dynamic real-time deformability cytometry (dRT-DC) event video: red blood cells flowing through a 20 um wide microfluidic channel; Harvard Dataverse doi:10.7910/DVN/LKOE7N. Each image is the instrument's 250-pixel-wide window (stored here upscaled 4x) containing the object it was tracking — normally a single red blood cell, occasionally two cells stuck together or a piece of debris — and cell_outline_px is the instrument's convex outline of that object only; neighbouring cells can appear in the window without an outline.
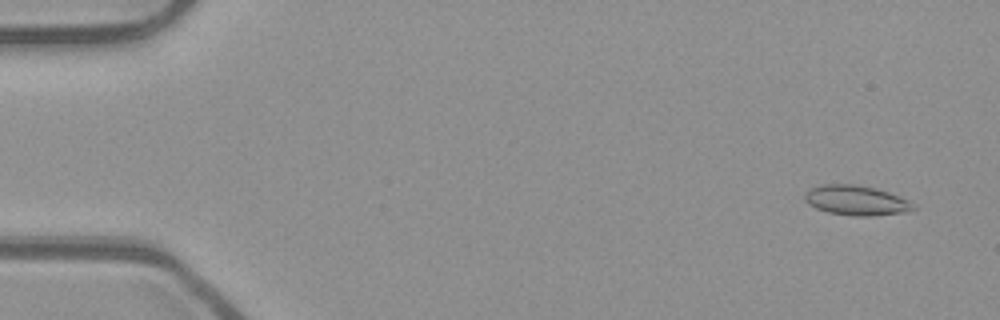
{"species": "common noctule bat (a hibernating species)", "species_latin": "Nyctalus noctula", "temperature_condition": "room temperature", "stored_images_in_passage": 54, "camera_frame_rate_fps": 3000, "um_per_image_px": 0.085, "animal": {"sex": "male", "body_mass_g": 23.1, "forearm_length_mm": 52.7}, "frame": {"image": 1, "passage_image": 4, "time_ms": 1.0, "image_size_px": [1000, 320], "cell_outline_px": [[916, 208], [904, 212], [868, 216], [852, 216], [828, 212], [816, 208], [808, 204], [804, 200], [804, 196], [812, 188], [824, 184], [852, 184], [872, 188], [888, 192], [908, 200], [916, 204]], "centroid_in_image_um": [72.78, 17.04], "position_along_channel_um": 12.2, "area_um2": 18.61}}
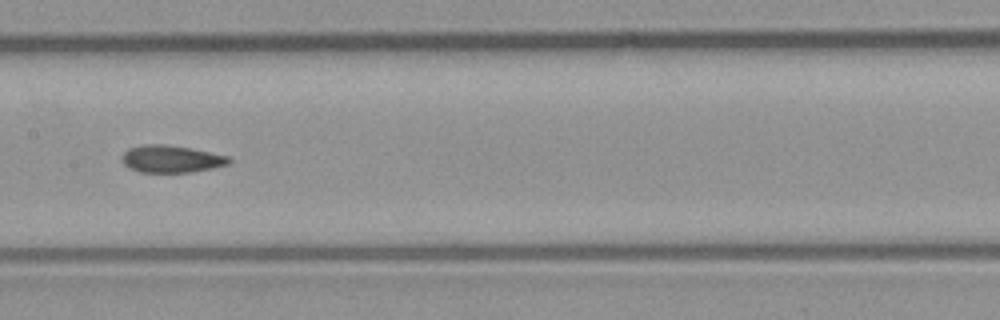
{"frame": {"image": 2, "passage_image": 28, "time_ms": 9.0, "image_size_px": [1000, 320], "cell_outline_px": [[232, 160], [228, 164], [212, 168], [192, 172], [140, 172], [128, 168], [124, 164], [120, 156], [128, 148], [148, 144], [164, 144], [192, 148], [228, 156]], "centroid_in_image_um": [14.53, 13.51], "position_along_channel_um": 192.9, "area_um2": 17.05}}
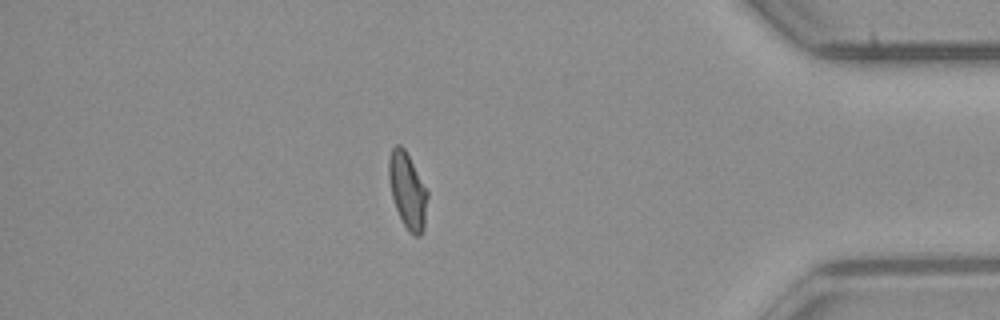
{"frame": {"image": 3, "passage_image": 47, "time_ms": 15.333, "image_size_px": [1000, 320], "cell_outline_px": [[428, 196], [424, 228], [420, 236], [416, 236], [408, 232], [396, 208], [392, 196], [388, 176], [388, 160], [392, 148], [396, 144], [400, 144], [404, 148], [428, 192]], "centroid_in_image_um": [34.63, 16.2], "position_along_channel_um": 400.6, "area_um2": 16.94}, "authors_computed_cell_mechanics": {"area_um2": 17.3689, "velocity_mm_per_s": 3.9057, "shape_relaxation_time_tau1_ms": null, "shape_relaxation_time_tau2_ms": 2.6291, "deformation_change_tau1": null, "deformation_change_tau2": 0.0942}}